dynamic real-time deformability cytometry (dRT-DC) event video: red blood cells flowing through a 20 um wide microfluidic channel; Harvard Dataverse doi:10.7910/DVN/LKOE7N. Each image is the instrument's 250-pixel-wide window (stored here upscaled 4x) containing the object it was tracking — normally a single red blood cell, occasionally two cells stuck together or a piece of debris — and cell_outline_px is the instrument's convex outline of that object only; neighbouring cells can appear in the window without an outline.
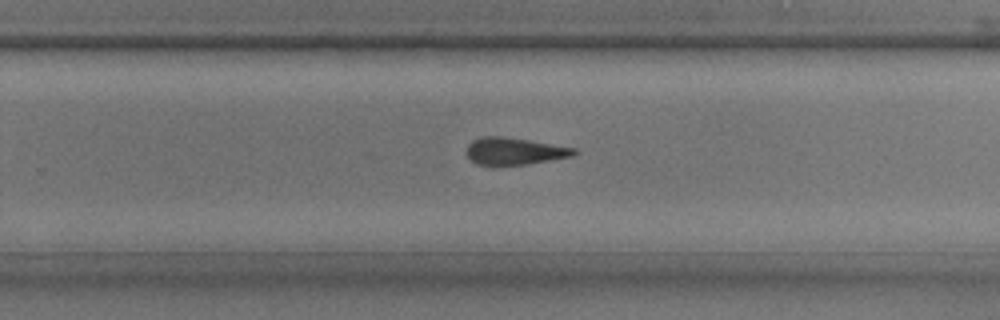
{"species": "common noctule bat (a hibernating species)", "species_latin": "Nyctalus noctula", "temperature_condition": "room temperature", "stored_images_in_passage": 29, "camera_frame_rate_fps": 3000, "um_per_image_px": 0.085, "animal": {"sex": "male", "body_mass_g": 17.9, "forearm_length_mm": 54.2}, "frame": {"image": 1, "passage_image": 15, "time_ms": 4.667, "image_size_px": [1000, 320], "cell_outline_px": [[580, 152], [572, 156], [528, 164], [492, 168], [476, 164], [464, 152], [468, 144], [472, 140], [484, 136], [500, 136], [528, 140], [576, 148]], "centroid_in_image_um": [43.67, 12.89], "position_along_channel_um": 286.1, "area_um2": 17.57}}
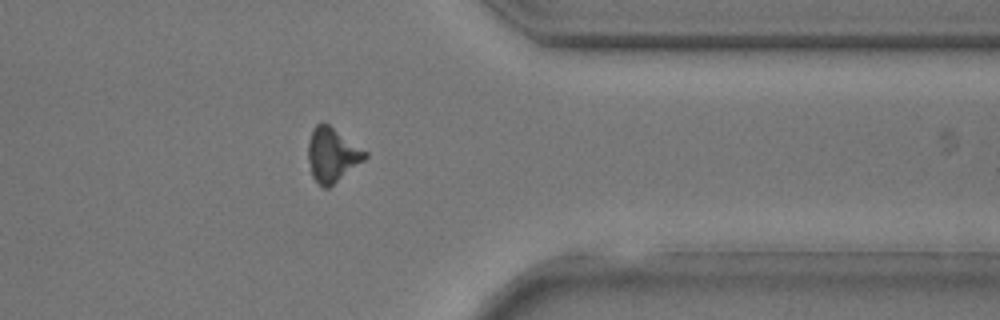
{"frame": {"image": 2, "passage_image": 21, "time_ms": 6.667, "image_size_px": [1000, 320], "cell_outline_px": [[368, 156], [364, 160], [328, 188], [324, 188], [312, 176], [308, 160], [308, 144], [312, 132], [316, 124], [328, 124], [368, 152]], "centroid_in_image_um": [28.24, 13.17], "position_along_channel_um": 383.2, "area_um2": 17.57}}
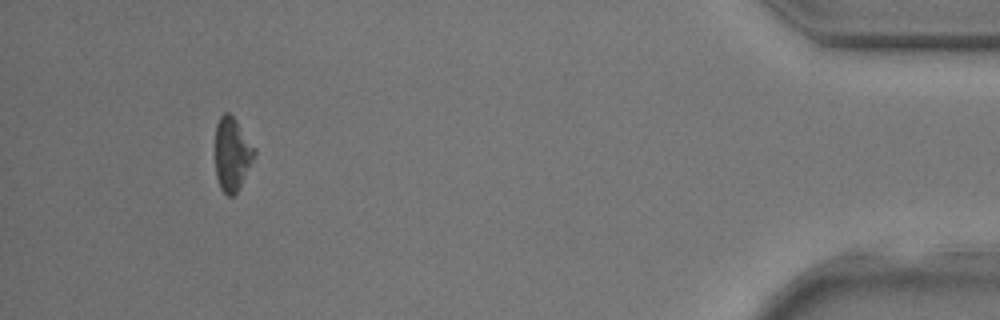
{"frame": {"image": 3, "passage_image": 26, "time_ms": 8.333, "image_size_px": [1000, 320], "cell_outline_px": [[256, 152], [236, 192], [232, 196], [228, 196], [220, 188], [216, 176], [216, 124], [220, 116], [224, 112], [228, 112], [236, 120], [256, 148]], "centroid_in_image_um": [19.72, 13.06], "position_along_channel_um": 415.5, "area_um2": 16.42}}